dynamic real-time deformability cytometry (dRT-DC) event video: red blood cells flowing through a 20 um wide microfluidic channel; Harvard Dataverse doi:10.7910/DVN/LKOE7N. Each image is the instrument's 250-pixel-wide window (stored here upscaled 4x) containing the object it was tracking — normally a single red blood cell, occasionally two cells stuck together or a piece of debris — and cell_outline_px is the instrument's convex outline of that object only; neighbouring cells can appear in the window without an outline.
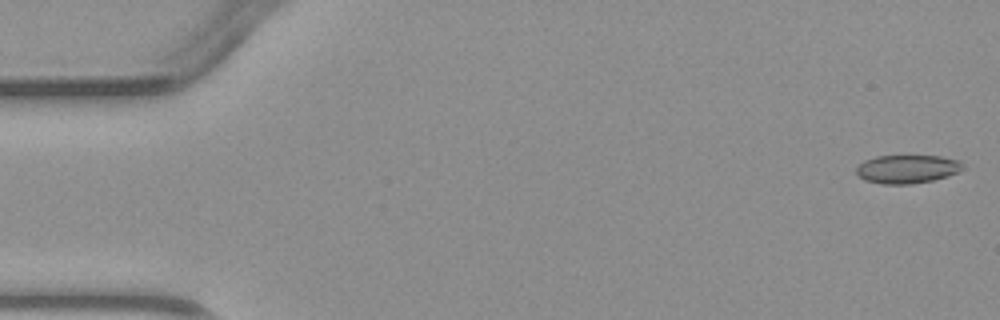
{"species": "common noctule bat (a hibernating species)", "species_latin": "Nyctalus noctula", "temperature_condition": "warm", "stored_images_in_passage": 4, "camera_frame_rate_fps": 3000, "um_per_image_px": 0.085, "animal": {"sex": "male", "body_mass_g": 23.1, "forearm_length_mm": 52.7}, "frame": {"image": 1, "passage_image": 1, "time_ms": 0.0, "image_size_px": [1000, 320], "cell_outline_px": [[964, 168], [960, 172], [948, 176], [932, 180], [912, 184], [880, 184], [864, 180], [856, 172], [856, 168], [864, 160], [876, 156], [940, 156], [960, 160], [964, 164]], "centroid_in_image_um": [77.14, 14.37], "position_along_channel_um": 7.9, "area_um2": 17.8}}
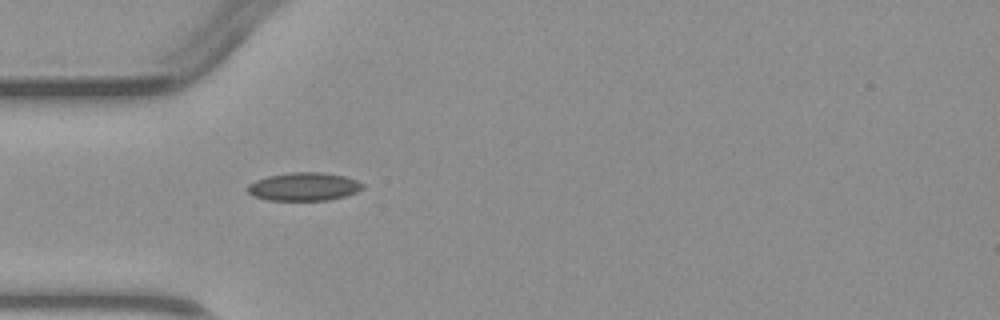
{"frame": {"image": 2, "passage_image": 4, "time_ms": 4.333, "image_size_px": [1000, 320], "cell_outline_px": [[364, 188], [356, 192], [344, 196], [328, 200], [268, 200], [252, 196], [244, 188], [248, 184], [256, 180], [268, 176], [292, 172], [320, 172], [344, 176], [356, 180], [364, 184]], "centroid_in_image_um": [25.79, 15.86], "position_along_channel_um": 59.2, "area_um2": 18.96}}